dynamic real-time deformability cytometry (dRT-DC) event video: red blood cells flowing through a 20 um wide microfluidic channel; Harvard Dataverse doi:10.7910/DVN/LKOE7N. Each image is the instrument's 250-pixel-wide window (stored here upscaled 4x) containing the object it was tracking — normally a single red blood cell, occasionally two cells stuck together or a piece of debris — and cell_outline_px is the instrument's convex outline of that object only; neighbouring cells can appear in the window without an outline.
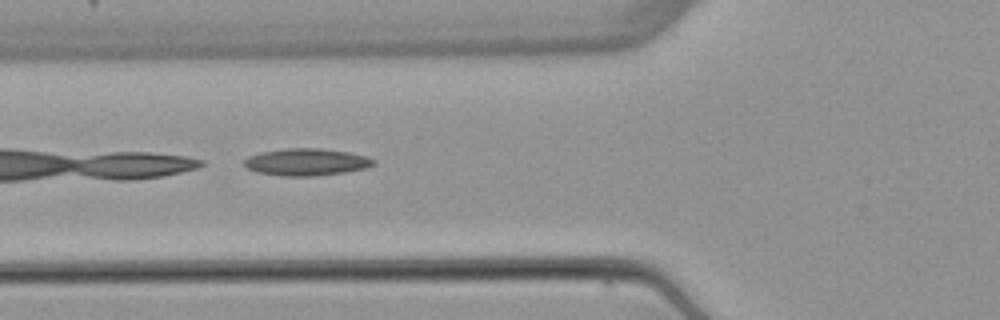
{"species": "common noctule bat (a hibernating species)", "species_latin": "Nyctalus noctula", "temperature_condition": "warm", "stored_images_in_passage": 2, "camera_frame_rate_fps": 3000, "um_per_image_px": 0.085, "animal": {"sex": "female", "body_mass_g": 22.7, "forearm_length_mm": 54.2}, "frame": {"image": 1, "passage_image": 2, "time_ms": 1.333, "image_size_px": [1000, 320], "cell_outline_px": [[376, 164], [368, 168], [344, 172], [316, 176], [284, 176], [256, 172], [248, 168], [244, 164], [244, 160], [248, 156], [260, 152], [284, 148], [320, 148], [348, 152], [368, 156], [376, 160]], "centroid_in_image_um": [26.08, 13.77], "position_along_channel_um": 99.7, "area_um2": 20.63}}